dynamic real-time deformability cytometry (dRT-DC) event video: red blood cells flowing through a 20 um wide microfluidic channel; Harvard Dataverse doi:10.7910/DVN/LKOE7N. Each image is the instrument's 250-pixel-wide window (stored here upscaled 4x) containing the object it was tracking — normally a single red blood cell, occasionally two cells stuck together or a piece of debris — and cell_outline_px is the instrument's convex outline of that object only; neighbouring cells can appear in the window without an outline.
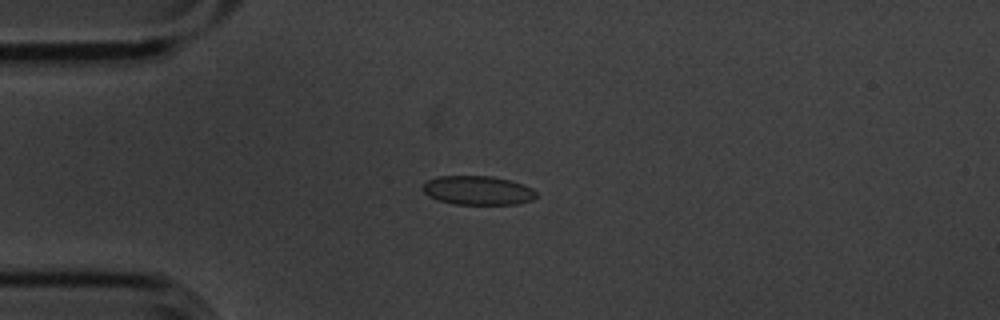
{"species": "common noctule bat (a hibernating species)", "species_latin": "Nyctalus noctula", "temperature_condition": "cold", "stored_images_in_passage": 6, "camera_frame_rate_fps": 3000, "um_per_image_px": 0.085, "animal": {"sex": "male", "body_mass_g": 20.1, "forearm_length_mm": 53.5}, "frame": {"image": 1, "passage_image": 2, "time_ms": 0.333, "image_size_px": [1000, 320], "cell_outline_px": [[536, 196], [532, 200], [516, 204], [452, 204], [428, 196], [424, 192], [424, 184], [428, 180], [440, 176], [492, 176], [512, 180], [524, 184], [532, 188], [536, 192]], "centroid_in_image_um": [40.65, 16.18], "position_along_channel_um": 44.3, "area_um2": 19.13}}
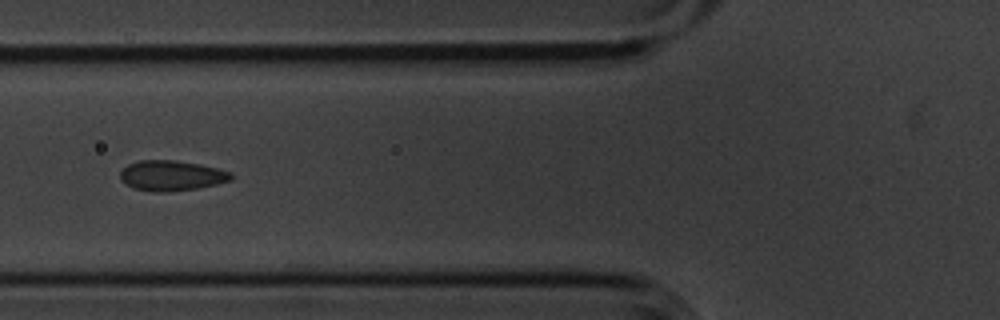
{"frame": {"image": 2, "passage_image": 4, "time_ms": 1.0, "image_size_px": [1000, 320], "cell_outline_px": [[232, 180], [216, 184], [196, 188], [168, 192], [152, 192], [132, 188], [120, 180], [120, 172], [128, 164], [140, 160], [176, 160], [200, 164], [232, 172]], "centroid_in_image_um": [14.55, 14.93], "position_along_channel_um": 111.2, "area_um2": 19.65}}
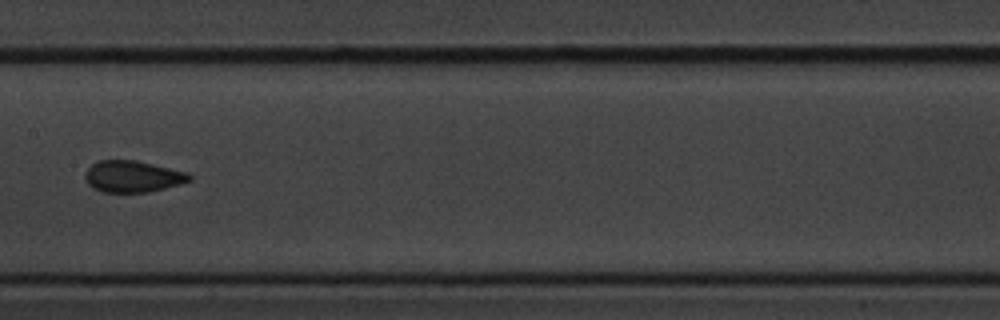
{"frame": {"image": 3, "passage_image": 6, "time_ms": 1.667, "image_size_px": [1000, 320], "cell_outline_px": [[192, 180], [180, 184], [148, 192], [100, 192], [92, 188], [88, 184], [84, 176], [88, 168], [92, 164], [100, 160], [136, 160], [188, 172], [192, 176]], "centroid_in_image_um": [11.28, 15.0], "position_along_channel_um": 196.1, "area_um2": 19.25}}